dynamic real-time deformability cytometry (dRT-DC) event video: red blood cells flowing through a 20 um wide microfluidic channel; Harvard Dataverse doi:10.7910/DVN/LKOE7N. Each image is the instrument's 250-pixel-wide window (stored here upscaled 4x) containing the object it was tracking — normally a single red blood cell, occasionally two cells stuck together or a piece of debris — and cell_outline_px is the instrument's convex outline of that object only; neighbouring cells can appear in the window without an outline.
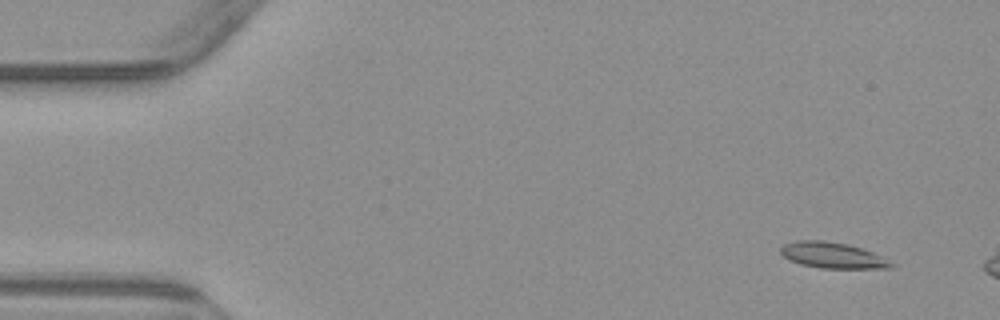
{"species": "common noctule bat (a hibernating species)", "species_latin": "Nyctalus noctula", "temperature_condition": "warm", "stored_images_in_passage": 3, "camera_frame_rate_fps": 3000, "um_per_image_px": 0.085, "animal": {"sex": "male", "body_mass_g": 23.1, "forearm_length_mm": 52.7}, "frame": {"image": 1, "passage_image": 1, "time_ms": 0.0, "image_size_px": [1000, 320], "cell_outline_px": [[896, 264], [892, 268], [820, 268], [800, 264], [788, 260], [780, 252], [780, 248], [784, 244], [796, 240], [824, 240], [848, 244], [872, 252]], "centroid_in_image_um": [70.74, 21.7], "position_along_channel_um": 14.3, "area_um2": 16.7}}